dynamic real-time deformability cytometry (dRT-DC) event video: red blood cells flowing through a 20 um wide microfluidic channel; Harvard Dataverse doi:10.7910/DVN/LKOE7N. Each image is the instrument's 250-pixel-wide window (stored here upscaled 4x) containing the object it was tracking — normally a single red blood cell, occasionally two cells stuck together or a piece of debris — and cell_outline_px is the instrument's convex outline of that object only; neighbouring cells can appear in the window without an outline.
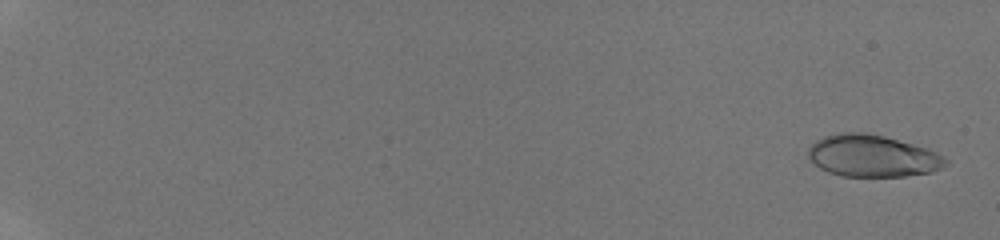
{"species": "human", "species_latin": "Homo sapiens", "temperature_condition": "room temperature", "stored_images_in_passage": 53, "camera_frame_rate_fps": 3000, "um_per_image_px": 0.085, "donor": {"sex": "male"}, "frame": {"image": 1, "passage_image": 2, "time_ms": 0.333, "image_size_px": [1000, 240], "cell_outline_px": [[948, 164], [932, 172], [904, 176], [840, 176], [828, 172], [820, 168], [808, 156], [808, 148], [816, 140], [824, 136], [840, 132], [864, 132], [884, 136], [928, 148], [936, 152], [948, 160]], "centroid_in_image_um": [74.16, 13.25], "position_along_channel_um": 10.8, "area_um2": 33.58}}
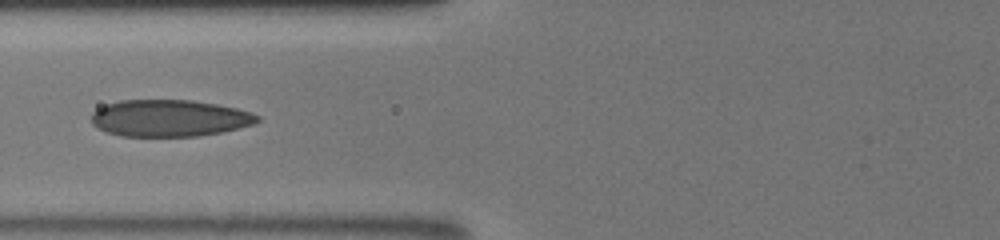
{"frame": {"image": 2, "passage_image": 29, "time_ms": 8.333, "image_size_px": [1000, 240], "cell_outline_px": [[260, 120], [256, 124], [220, 132], [200, 136], [120, 136], [108, 132], [92, 124], [92, 112], [104, 104], [120, 100], [192, 100], [216, 104], [236, 108], [252, 112], [260, 116]], "centroid_in_image_um": [14.42, 10.04], "position_along_channel_um": 111.4, "area_um2": 35.72}}
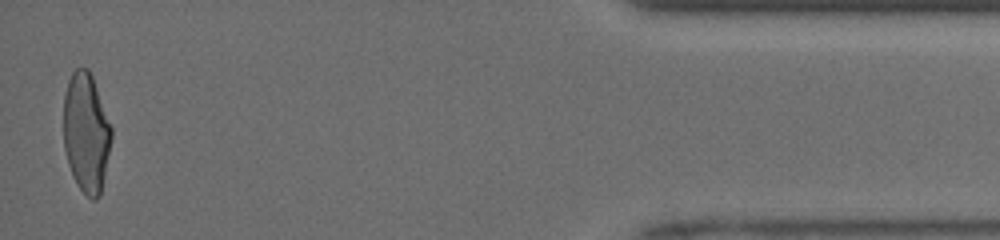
{"frame": {"image": 3, "passage_image": 52, "time_ms": 17.333, "image_size_px": [1000, 240], "cell_outline_px": [[112, 140], [100, 196], [96, 200], [92, 200], [80, 188], [72, 176], [68, 164], [64, 148], [64, 92], [68, 80], [72, 72], [76, 68], [88, 68], [92, 76], [112, 128]], "centroid_in_image_um": [7.32, 11.28], "position_along_channel_um": 427.9, "area_um2": 33.41}, "authors_computed_cell_mechanics": {"area_um2": 33.8708, "velocity_mm_per_s": 4.1966, "shape_relaxation_time_tau1_ms": 5.7755, "shape_relaxation_time_tau2_ms": 0.8362, "deformation_change_tau1": 0.2136, "deformation_change_tau2": 0.0611}}